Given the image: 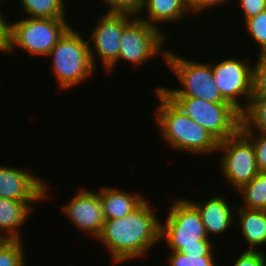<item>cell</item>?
<instances>
[{"label":"cell","instance_id":"7c38bea8","mask_svg":"<svg viewBox=\"0 0 266 266\" xmlns=\"http://www.w3.org/2000/svg\"><path fill=\"white\" fill-rule=\"evenodd\" d=\"M64 216L78 228L81 233L95 240L99 237L105 222L102 203L98 191L79 189L71 200L61 208Z\"/></svg>","mask_w":266,"mask_h":266},{"label":"cell","instance_id":"f1b7e54d","mask_svg":"<svg viewBox=\"0 0 266 266\" xmlns=\"http://www.w3.org/2000/svg\"><path fill=\"white\" fill-rule=\"evenodd\" d=\"M244 22L266 10V0H238Z\"/></svg>","mask_w":266,"mask_h":266},{"label":"cell","instance_id":"8992f818","mask_svg":"<svg viewBox=\"0 0 266 266\" xmlns=\"http://www.w3.org/2000/svg\"><path fill=\"white\" fill-rule=\"evenodd\" d=\"M68 18H22L10 22L9 50L23 49L30 56L47 57L49 52L71 27Z\"/></svg>","mask_w":266,"mask_h":266},{"label":"cell","instance_id":"d6986e66","mask_svg":"<svg viewBox=\"0 0 266 266\" xmlns=\"http://www.w3.org/2000/svg\"><path fill=\"white\" fill-rule=\"evenodd\" d=\"M237 192L243 202L241 208L266 210V172H259Z\"/></svg>","mask_w":266,"mask_h":266},{"label":"cell","instance_id":"603a6c76","mask_svg":"<svg viewBox=\"0 0 266 266\" xmlns=\"http://www.w3.org/2000/svg\"><path fill=\"white\" fill-rule=\"evenodd\" d=\"M245 32L253 39L258 46V54L266 53V10L259 13L245 22Z\"/></svg>","mask_w":266,"mask_h":266},{"label":"cell","instance_id":"7a4b0ae2","mask_svg":"<svg viewBox=\"0 0 266 266\" xmlns=\"http://www.w3.org/2000/svg\"><path fill=\"white\" fill-rule=\"evenodd\" d=\"M159 103L155 111V123L163 141L174 151L194 155L217 153L218 141L201 125L184 114L158 88L155 90ZM215 152V153H214Z\"/></svg>","mask_w":266,"mask_h":266},{"label":"cell","instance_id":"4fadbf2b","mask_svg":"<svg viewBox=\"0 0 266 266\" xmlns=\"http://www.w3.org/2000/svg\"><path fill=\"white\" fill-rule=\"evenodd\" d=\"M49 186L29 169L0 164V197L19 201H46Z\"/></svg>","mask_w":266,"mask_h":266},{"label":"cell","instance_id":"5bb4252c","mask_svg":"<svg viewBox=\"0 0 266 266\" xmlns=\"http://www.w3.org/2000/svg\"><path fill=\"white\" fill-rule=\"evenodd\" d=\"M199 211L202 222L205 227L206 234L210 239V235H220L231 230L235 223V211L227 198L221 196H212L205 202L199 200H189Z\"/></svg>","mask_w":266,"mask_h":266},{"label":"cell","instance_id":"d4e9b609","mask_svg":"<svg viewBox=\"0 0 266 266\" xmlns=\"http://www.w3.org/2000/svg\"><path fill=\"white\" fill-rule=\"evenodd\" d=\"M168 266H217L215 256H189L178 251H170Z\"/></svg>","mask_w":266,"mask_h":266},{"label":"cell","instance_id":"ac0fdd59","mask_svg":"<svg viewBox=\"0 0 266 266\" xmlns=\"http://www.w3.org/2000/svg\"><path fill=\"white\" fill-rule=\"evenodd\" d=\"M235 215L244 242L251 251H258L266 245V210L237 207ZM260 249H259V248Z\"/></svg>","mask_w":266,"mask_h":266},{"label":"cell","instance_id":"3957f363","mask_svg":"<svg viewBox=\"0 0 266 266\" xmlns=\"http://www.w3.org/2000/svg\"><path fill=\"white\" fill-rule=\"evenodd\" d=\"M172 201L166 221H161L160 240L166 242L169 251L189 256H214V245L206 234L197 208L189 199Z\"/></svg>","mask_w":266,"mask_h":266},{"label":"cell","instance_id":"484cf974","mask_svg":"<svg viewBox=\"0 0 266 266\" xmlns=\"http://www.w3.org/2000/svg\"><path fill=\"white\" fill-rule=\"evenodd\" d=\"M241 132L252 142L259 171L266 172V133L256 131Z\"/></svg>","mask_w":266,"mask_h":266},{"label":"cell","instance_id":"5b68a950","mask_svg":"<svg viewBox=\"0 0 266 266\" xmlns=\"http://www.w3.org/2000/svg\"><path fill=\"white\" fill-rule=\"evenodd\" d=\"M175 53L168 49L165 62L170 71L174 73V77H177L180 86L177 89L158 86L157 88L166 97H190L211 103H227L215 84L210 63L191 61V59Z\"/></svg>","mask_w":266,"mask_h":266},{"label":"cell","instance_id":"e0dca14e","mask_svg":"<svg viewBox=\"0 0 266 266\" xmlns=\"http://www.w3.org/2000/svg\"><path fill=\"white\" fill-rule=\"evenodd\" d=\"M105 220L119 219L135 210L145 196L139 193H127L112 186H102L98 191Z\"/></svg>","mask_w":266,"mask_h":266},{"label":"cell","instance_id":"52a82bcc","mask_svg":"<svg viewBox=\"0 0 266 266\" xmlns=\"http://www.w3.org/2000/svg\"><path fill=\"white\" fill-rule=\"evenodd\" d=\"M184 114L204 127L218 142L236 134L242 114L229 103H211L199 98L168 97Z\"/></svg>","mask_w":266,"mask_h":266},{"label":"cell","instance_id":"277c9868","mask_svg":"<svg viewBox=\"0 0 266 266\" xmlns=\"http://www.w3.org/2000/svg\"><path fill=\"white\" fill-rule=\"evenodd\" d=\"M70 27L58 40L47 57L59 89L68 90L91 78L96 70L90 59L88 40Z\"/></svg>","mask_w":266,"mask_h":266},{"label":"cell","instance_id":"ffe728a7","mask_svg":"<svg viewBox=\"0 0 266 266\" xmlns=\"http://www.w3.org/2000/svg\"><path fill=\"white\" fill-rule=\"evenodd\" d=\"M19 4L29 17L67 18L64 0H19Z\"/></svg>","mask_w":266,"mask_h":266},{"label":"cell","instance_id":"2e32d148","mask_svg":"<svg viewBox=\"0 0 266 266\" xmlns=\"http://www.w3.org/2000/svg\"><path fill=\"white\" fill-rule=\"evenodd\" d=\"M141 13L145 14L141 15ZM187 14L191 13L186 0H142L137 17L160 29L159 25L161 23L162 25L166 23L170 25L179 22L181 19L183 20L184 16L186 18Z\"/></svg>","mask_w":266,"mask_h":266},{"label":"cell","instance_id":"30bf717a","mask_svg":"<svg viewBox=\"0 0 266 266\" xmlns=\"http://www.w3.org/2000/svg\"><path fill=\"white\" fill-rule=\"evenodd\" d=\"M238 59L233 56L220 59L211 63V68L222 98L243 114L252 98L253 66Z\"/></svg>","mask_w":266,"mask_h":266},{"label":"cell","instance_id":"83f0119b","mask_svg":"<svg viewBox=\"0 0 266 266\" xmlns=\"http://www.w3.org/2000/svg\"><path fill=\"white\" fill-rule=\"evenodd\" d=\"M232 266H266L265 252L244 250L239 253Z\"/></svg>","mask_w":266,"mask_h":266},{"label":"cell","instance_id":"cb8c5ba5","mask_svg":"<svg viewBox=\"0 0 266 266\" xmlns=\"http://www.w3.org/2000/svg\"><path fill=\"white\" fill-rule=\"evenodd\" d=\"M256 59L252 64V97H266V53L257 54Z\"/></svg>","mask_w":266,"mask_h":266},{"label":"cell","instance_id":"ba28073f","mask_svg":"<svg viewBox=\"0 0 266 266\" xmlns=\"http://www.w3.org/2000/svg\"><path fill=\"white\" fill-rule=\"evenodd\" d=\"M168 36L162 30L149 25L137 16L123 29L120 40L119 55L117 61L107 70L106 74L115 70L120 60H124L133 66H144L150 59L160 57L165 61ZM165 43V44H164Z\"/></svg>","mask_w":266,"mask_h":266},{"label":"cell","instance_id":"f546056e","mask_svg":"<svg viewBox=\"0 0 266 266\" xmlns=\"http://www.w3.org/2000/svg\"><path fill=\"white\" fill-rule=\"evenodd\" d=\"M229 1L231 0H186L190 13H195V15L196 13H202L204 10L206 11V9L211 10V7L225 5Z\"/></svg>","mask_w":266,"mask_h":266},{"label":"cell","instance_id":"8fae6325","mask_svg":"<svg viewBox=\"0 0 266 266\" xmlns=\"http://www.w3.org/2000/svg\"><path fill=\"white\" fill-rule=\"evenodd\" d=\"M102 13L89 32L91 39L88 40V45L93 67L97 68L99 58L104 71H107L118 59L123 29L136 16L126 13Z\"/></svg>","mask_w":266,"mask_h":266},{"label":"cell","instance_id":"9c48e42d","mask_svg":"<svg viewBox=\"0 0 266 266\" xmlns=\"http://www.w3.org/2000/svg\"><path fill=\"white\" fill-rule=\"evenodd\" d=\"M218 151L222 152L218 163L221 174L235 193L260 172L252 142L240 130L219 142Z\"/></svg>","mask_w":266,"mask_h":266},{"label":"cell","instance_id":"9a60e30c","mask_svg":"<svg viewBox=\"0 0 266 266\" xmlns=\"http://www.w3.org/2000/svg\"><path fill=\"white\" fill-rule=\"evenodd\" d=\"M38 202L41 201H19L0 197V239L23 240L21 226L29 220V215L35 210L33 207Z\"/></svg>","mask_w":266,"mask_h":266},{"label":"cell","instance_id":"6da1fadb","mask_svg":"<svg viewBox=\"0 0 266 266\" xmlns=\"http://www.w3.org/2000/svg\"><path fill=\"white\" fill-rule=\"evenodd\" d=\"M149 202L145 199L122 218L105 220L96 240L102 242L109 251L113 264L140 259L159 243L161 217L159 219L156 216L155 209Z\"/></svg>","mask_w":266,"mask_h":266},{"label":"cell","instance_id":"4316f807","mask_svg":"<svg viewBox=\"0 0 266 266\" xmlns=\"http://www.w3.org/2000/svg\"><path fill=\"white\" fill-rule=\"evenodd\" d=\"M103 3L108 6L105 13H126L133 16H137L141 5L142 0H102Z\"/></svg>","mask_w":266,"mask_h":266},{"label":"cell","instance_id":"7402d4cb","mask_svg":"<svg viewBox=\"0 0 266 266\" xmlns=\"http://www.w3.org/2000/svg\"><path fill=\"white\" fill-rule=\"evenodd\" d=\"M23 240L0 239V266H26Z\"/></svg>","mask_w":266,"mask_h":266},{"label":"cell","instance_id":"44dd1931","mask_svg":"<svg viewBox=\"0 0 266 266\" xmlns=\"http://www.w3.org/2000/svg\"><path fill=\"white\" fill-rule=\"evenodd\" d=\"M240 131L266 133V97H252L246 111L242 114Z\"/></svg>","mask_w":266,"mask_h":266},{"label":"cell","instance_id":"4dcf8cb0","mask_svg":"<svg viewBox=\"0 0 266 266\" xmlns=\"http://www.w3.org/2000/svg\"><path fill=\"white\" fill-rule=\"evenodd\" d=\"M0 2H2L0 0ZM2 10H0L1 12ZM2 12L0 13V53H8L9 50V33H10V19L7 20L3 16Z\"/></svg>","mask_w":266,"mask_h":266}]
</instances>
